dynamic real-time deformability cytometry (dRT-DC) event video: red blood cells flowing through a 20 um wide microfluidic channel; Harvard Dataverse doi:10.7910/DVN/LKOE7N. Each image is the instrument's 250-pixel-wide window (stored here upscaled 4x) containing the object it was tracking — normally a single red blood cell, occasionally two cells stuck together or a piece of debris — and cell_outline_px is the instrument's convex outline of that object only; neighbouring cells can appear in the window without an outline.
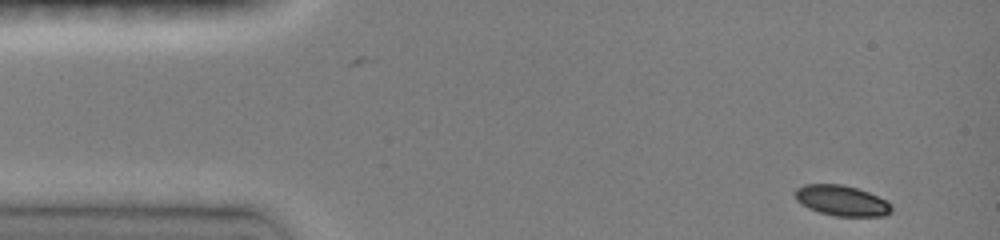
{"species": "common noctule bat (a hibernating species)", "species_latin": "Nyctalus noctula", "temperature_condition": "room temperature", "stored_images_in_passage": 36, "camera_frame_rate_fps": 3000, "um_per_image_px": 0.085, "animal": {"sex": "female", "body_mass_g": 19.0, "forearm_length_mm": 51.5}, "frame": {"image": 1, "passage_image": 1, "time_ms": 0.0, "image_size_px": [1000, 240], "cell_outline_px": [[892, 212], [884, 216], [836, 216], [820, 212], [808, 208], [800, 204], [796, 200], [792, 192], [796, 188], [804, 184], [840, 184], [856, 188], [868, 192], [888, 200], [892, 204]], "centroid_in_image_um": [71.53, 17.05], "position_along_channel_um": 13.5, "area_um2": 17.4}}
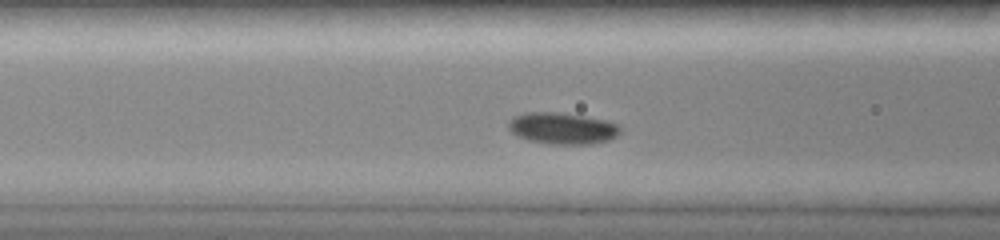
{"frame": {"image": 2, "passage_image": 12, "time_ms": 5.0, "image_size_px": [1000, 240], "cell_outline_px": [[620, 132], [616, 136], [608, 140], [592, 144], [548, 144], [528, 140], [512, 132], [508, 128], [508, 120], [512, 116], [524, 112], [560, 112], [608, 120], [620, 124]], "centroid_in_image_um": [47.8, 10.89], "position_along_channel_um": 118.8, "area_um2": 20.81}}
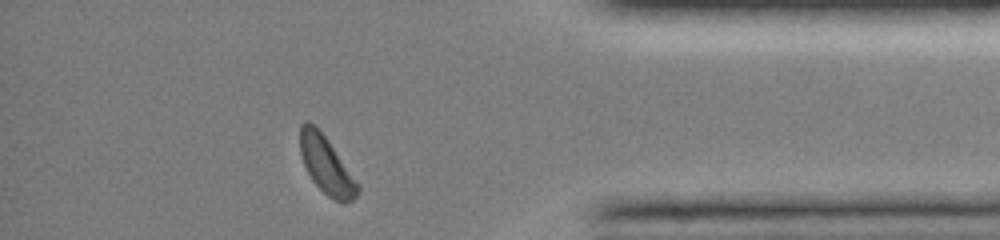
{"frame": {"image": 3, "passage_image": 35, "time_ms": 12.667, "image_size_px": [1000, 240], "cell_outline_px": [[360, 192], [352, 200], [344, 204], [328, 196], [312, 180], [304, 164], [300, 152], [300, 124], [304, 120], [308, 120], [316, 124], [320, 128], [360, 184]], "centroid_in_image_um": [27.75, 13.99], "position_along_channel_um": 407.4, "area_um2": 19.59}, "authors_computed_cell_mechanics": {"area_um2": 19.5364, "velocity_mm_per_s": 3.9993, "shape_relaxation_time_tau1_ms": 0.9101, "shape_relaxation_time_tau2_ms": 4.1489, "deformation_change_tau1": 0.0582, "deformation_change_tau2": 0.0954}}